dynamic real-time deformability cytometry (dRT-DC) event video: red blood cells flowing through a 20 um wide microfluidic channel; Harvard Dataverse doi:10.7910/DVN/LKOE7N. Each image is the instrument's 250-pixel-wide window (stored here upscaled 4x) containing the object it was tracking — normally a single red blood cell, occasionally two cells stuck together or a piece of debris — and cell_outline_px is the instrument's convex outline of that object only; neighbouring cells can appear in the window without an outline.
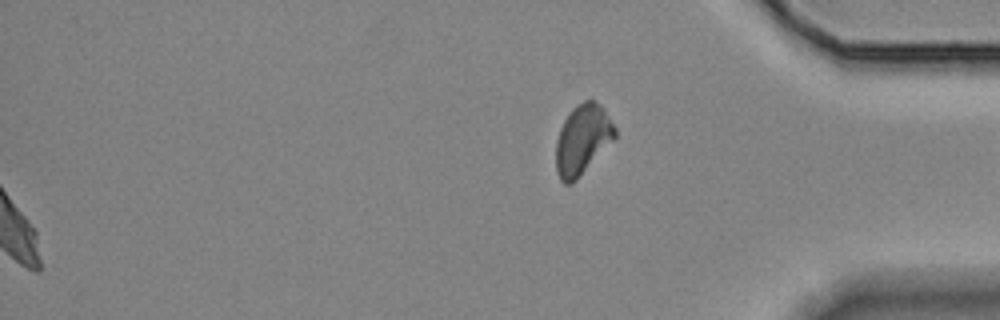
{"species": "Egyptian fruit bat (a non-hibernating species)", "species_latin": "Rousettus aegyptiacus", "temperature_condition": "room temperature", "stored_images_in_passage": 45, "camera_frame_rate_fps": 3000, "um_per_image_px": 0.085, "animal": {"sex": "female"}, "frame": {"image": 1, "passage_image": 45, "time_ms": 14.667, "image_size_px": [1000, 320], "cell_outline_px": [[616, 136], [576, 180], [572, 184], [564, 184], [560, 180], [556, 172], [556, 140], [560, 128], [564, 120], [572, 108], [576, 104], [584, 100], [592, 100], [600, 104], [604, 108], [616, 128]], "centroid_in_image_um": [49.49, 11.85], "position_along_channel_um": 385.7, "area_um2": 23.93}}